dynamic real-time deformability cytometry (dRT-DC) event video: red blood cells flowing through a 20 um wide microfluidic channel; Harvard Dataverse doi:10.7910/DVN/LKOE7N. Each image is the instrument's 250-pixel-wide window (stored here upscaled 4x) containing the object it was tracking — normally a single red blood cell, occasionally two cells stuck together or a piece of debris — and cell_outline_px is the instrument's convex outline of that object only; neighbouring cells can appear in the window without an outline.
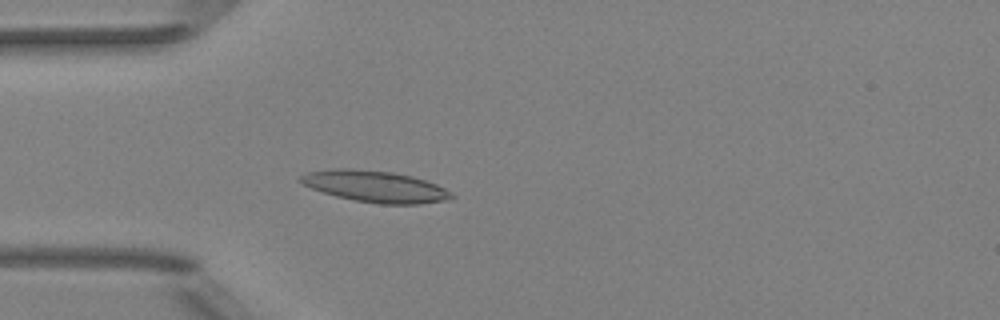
{"species": "Egyptian fruit bat (a non-hibernating species)", "species_latin": "Rousettus aegyptiacus", "temperature_condition": "room temperature", "stored_images_in_passage": 4, "camera_frame_rate_fps": 3000, "um_per_image_px": 0.085, "animal": {"sex": "female"}, "frame": {"image": 1, "passage_image": 4, "time_ms": 4.333, "image_size_px": [1000, 320], "cell_outline_px": [[456, 196], [452, 200], [420, 204], [380, 204], [356, 200], [336, 196], [312, 188], [296, 180], [300, 176], [308, 172], [332, 168], [352, 168], [392, 172], [412, 176], [436, 184], [452, 192]], "centroid_in_image_um": [31.93, 15.85], "position_along_channel_um": 53.1, "area_um2": 27.8}}